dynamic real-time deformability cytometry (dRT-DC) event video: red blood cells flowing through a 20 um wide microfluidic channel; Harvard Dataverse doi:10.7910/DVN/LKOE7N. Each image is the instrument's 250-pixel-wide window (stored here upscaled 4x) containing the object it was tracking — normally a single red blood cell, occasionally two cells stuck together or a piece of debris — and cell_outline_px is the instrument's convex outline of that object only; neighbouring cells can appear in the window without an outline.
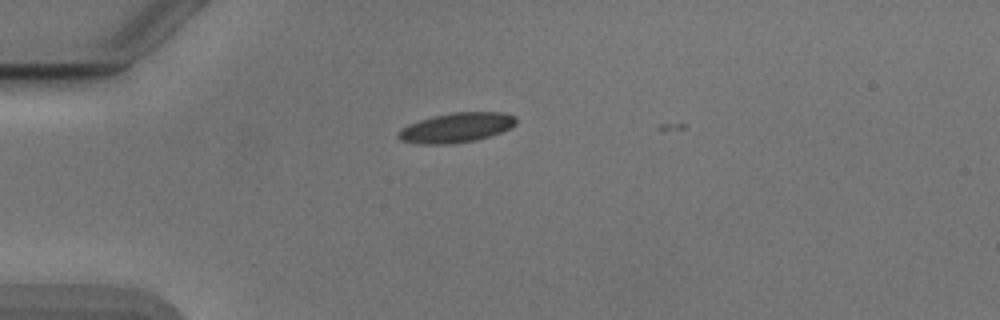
{"species": "Egyptian fruit bat (a non-hibernating species)", "species_latin": "Rousettus aegyptiacus", "temperature_condition": "cold", "stored_images_in_passage": 3, "camera_frame_rate_fps": 3000, "um_per_image_px": 0.085, "animal": {"sex": "male"}, "frame": {"image": 1, "passage_image": 2, "time_ms": 0.333, "image_size_px": [1000, 320], "cell_outline_px": [[516, 124], [500, 132], [476, 140], [452, 144], [420, 144], [400, 140], [396, 136], [396, 132], [400, 128], [408, 124], [432, 116], [452, 112], [500, 112], [516, 116]], "centroid_in_image_um": [38.73, 10.85], "position_along_channel_um": 46.3, "area_um2": 20.46}}